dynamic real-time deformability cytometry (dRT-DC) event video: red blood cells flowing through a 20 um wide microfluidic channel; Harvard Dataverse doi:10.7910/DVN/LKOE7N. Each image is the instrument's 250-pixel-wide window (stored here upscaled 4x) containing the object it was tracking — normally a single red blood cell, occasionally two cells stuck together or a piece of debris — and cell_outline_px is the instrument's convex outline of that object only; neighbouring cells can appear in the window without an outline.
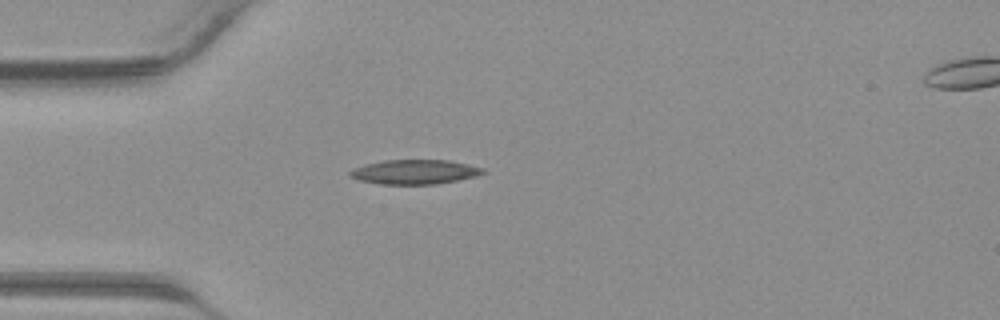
{"species": "common noctule bat (a hibernating species)", "species_latin": "Nyctalus noctula", "temperature_condition": "warm", "stored_images_in_passage": 31, "camera_frame_rate_fps": 3000, "um_per_image_px": 0.085, "animal": {"sex": "male", "body_mass_g": 23.1, "forearm_length_mm": 52.7}, "frame": {"image": 1, "passage_image": 1, "time_ms": 0.0, "image_size_px": [1000, 320], "cell_outline_px": [[488, 172], [476, 176], [436, 184], [380, 184], [360, 180], [348, 176], [348, 172], [364, 164], [384, 160], [448, 160], [468, 164], [484, 168]], "centroid_in_image_um": [35.26, 14.61], "position_along_channel_um": 49.7, "area_um2": 18.96}}
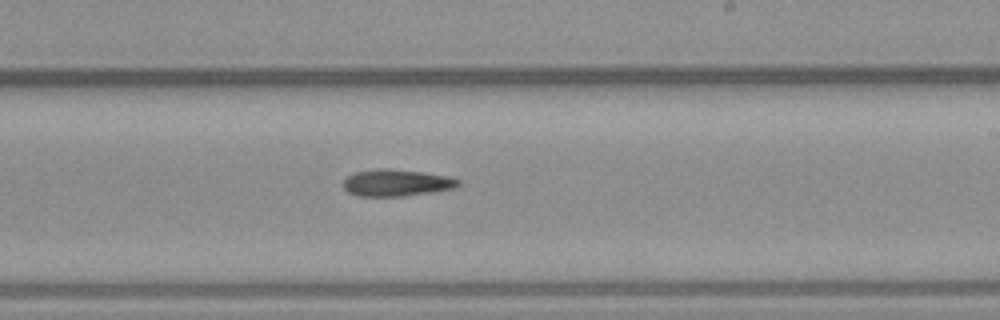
{"frame": {"image": 2, "passage_image": 14, "time_ms": 4.333, "image_size_px": [1000, 320], "cell_outline_px": [[460, 184], [456, 188], [436, 192], [404, 196], [356, 196], [348, 192], [344, 188], [344, 180], [348, 176], [356, 172], [376, 168], [388, 168], [424, 172], [448, 176], [460, 180]], "centroid_in_image_um": [33.74, 15.54], "position_along_channel_um": 255.3, "area_um2": 18.21}}
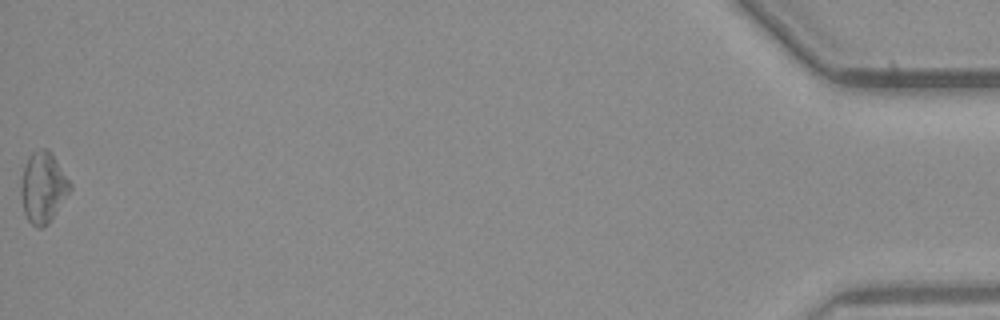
{"frame": {"image": 3, "passage_image": 31, "time_ms": 10.0, "image_size_px": [1000, 320], "cell_outline_px": [[72, 188], [48, 224], [40, 228], [36, 228], [28, 220], [24, 212], [20, 192], [20, 184], [24, 168], [28, 156], [32, 152], [40, 148], [48, 148], [52, 152], [72, 184]], "centroid_in_image_um": [3.66, 15.9], "position_along_channel_um": 431.5, "area_um2": 20.35}}